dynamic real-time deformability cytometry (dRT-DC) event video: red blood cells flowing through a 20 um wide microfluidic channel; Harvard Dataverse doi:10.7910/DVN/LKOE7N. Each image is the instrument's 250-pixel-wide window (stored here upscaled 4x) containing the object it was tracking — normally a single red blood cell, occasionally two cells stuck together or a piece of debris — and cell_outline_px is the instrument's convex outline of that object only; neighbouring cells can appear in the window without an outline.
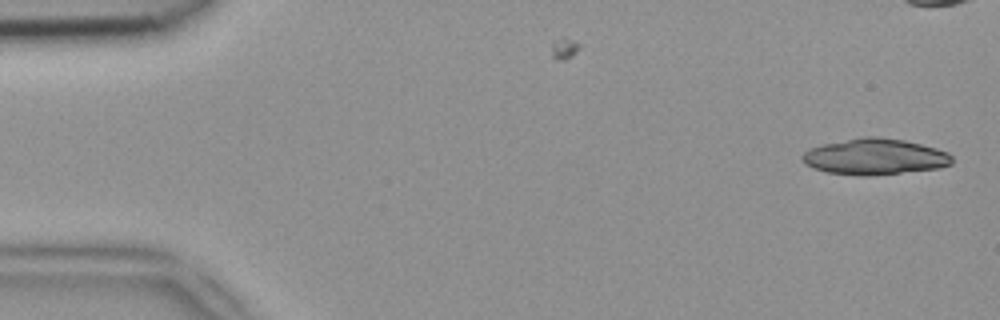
{"species": "common noctule bat (a hibernating species)", "species_latin": "Nyctalus noctula", "temperature_condition": "room temperature", "stored_images_in_passage": 12, "camera_frame_rate_fps": 3000, "um_per_image_px": 0.085, "animal": {"sex": "female", "body_mass_g": 18.4}, "frame": {"image": 1, "passage_image": 1, "time_ms": 0.0, "image_size_px": [1000, 320], "cell_outline_px": [[952, 164], [940, 168], [872, 176], [860, 176], [828, 172], [812, 168], [804, 164], [800, 156], [808, 148], [824, 144], [864, 136], [876, 136], [904, 140], [936, 148], [948, 152], [952, 156]], "centroid_in_image_um": [74.34, 13.33], "position_along_channel_um": 10.7, "area_um2": 31.67}}